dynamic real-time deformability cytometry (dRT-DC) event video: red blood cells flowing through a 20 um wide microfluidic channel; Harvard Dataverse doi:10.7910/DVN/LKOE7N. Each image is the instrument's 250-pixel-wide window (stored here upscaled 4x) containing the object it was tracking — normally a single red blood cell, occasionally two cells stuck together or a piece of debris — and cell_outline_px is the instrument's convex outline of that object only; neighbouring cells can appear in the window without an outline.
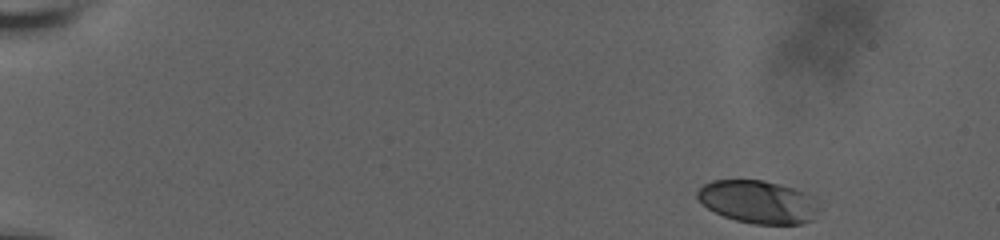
{"species": "human", "species_latin": "Homo sapiens", "temperature_condition": "room temperature", "stored_images_in_passage": 28, "camera_frame_rate_fps": 3000, "um_per_image_px": 0.085, "donor": {"sex": "male"}, "frame": {"image": 1, "passage_image": 1, "time_ms": 0.0, "image_size_px": [1000, 240], "cell_outline_px": [[816, 196], [812, 220], [800, 224], [752, 224], [736, 220], [724, 216], [708, 208], [696, 196], [696, 192], [704, 184], [712, 180], [764, 180], [792, 188]], "centroid_in_image_um": [64.4, 17.15], "position_along_channel_um": 20.6, "area_um2": 30.0}}
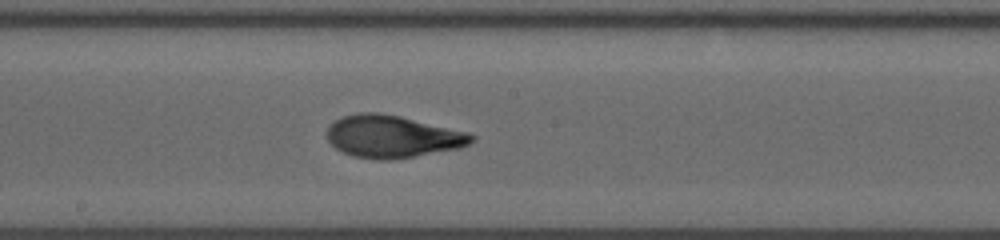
{"frame": {"image": 2, "passage_image": 17, "time_ms": 9.333, "image_size_px": [1000, 240], "cell_outline_px": [[476, 140], [460, 148], [392, 160], [376, 160], [352, 156], [336, 148], [328, 140], [328, 124], [344, 116], [356, 112], [380, 112], [400, 116], [468, 132], [476, 136]], "centroid_in_image_um": [33.36, 11.6], "position_along_channel_um": 214.8, "area_um2": 35.78}}
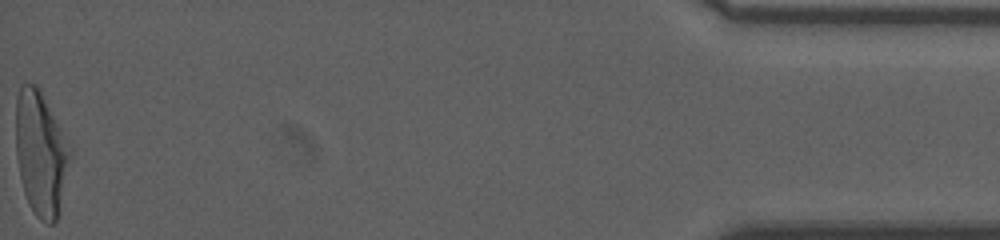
{"frame": {"image": 3, "passage_image": 28, "time_ms": 17.667, "image_size_px": [1000, 240], "cell_outline_px": [[72, 156], [56, 220], [52, 224], [48, 224], [40, 220], [36, 216], [28, 204], [24, 192], [20, 176], [16, 152], [16, 100], [20, 84], [36, 84], [40, 88], [72, 152]], "centroid_in_image_um": [3.46, 13.03], "position_along_channel_um": 431.7, "area_um2": 39.07}, "authors_computed_cell_mechanics": {"area_um2": 34.5933, "velocity_mm_per_s": 3.6405, "shape_relaxation_time_tau1_ms": 6.3655, "shape_relaxation_time_tau2_ms": 1.3788, "deformation_change_tau1": 0.2154, "deformation_change_tau2": 0.0704}}